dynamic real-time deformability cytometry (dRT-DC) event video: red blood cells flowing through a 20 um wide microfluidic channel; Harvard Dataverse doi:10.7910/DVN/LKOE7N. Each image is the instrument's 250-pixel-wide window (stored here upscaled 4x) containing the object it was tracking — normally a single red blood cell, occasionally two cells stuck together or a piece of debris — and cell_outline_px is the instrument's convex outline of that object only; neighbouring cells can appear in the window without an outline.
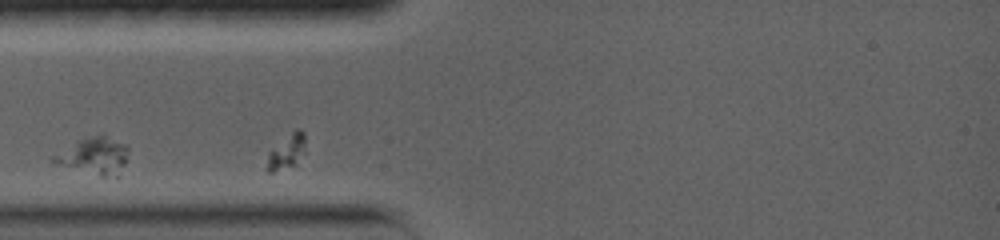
{"species": "common noctule bat (a hibernating species)", "species_latin": "Nyctalus noctula", "temperature_condition": "warm", "stored_images_in_passage": 11, "camera_frame_rate_fps": 5000, "um_per_image_px": 0.085, "animal": {"sex": "female", "body_mass_g": 19.0, "forearm_length_mm": 56.7}, "frame": {"image": 1, "passage_image": 6, "time_ms": 0.8, "image_size_px": [1000, 240], "cell_outline_px": [[128, 148], [124, 164], [116, 176], [100, 176], [52, 160], [48, 156], [80, 140], [100, 132], [104, 132], [124, 144]], "centroid_in_image_um": [8.02, 13.18], "position_along_channel_um": 77.0, "area_um2": 15.66}}